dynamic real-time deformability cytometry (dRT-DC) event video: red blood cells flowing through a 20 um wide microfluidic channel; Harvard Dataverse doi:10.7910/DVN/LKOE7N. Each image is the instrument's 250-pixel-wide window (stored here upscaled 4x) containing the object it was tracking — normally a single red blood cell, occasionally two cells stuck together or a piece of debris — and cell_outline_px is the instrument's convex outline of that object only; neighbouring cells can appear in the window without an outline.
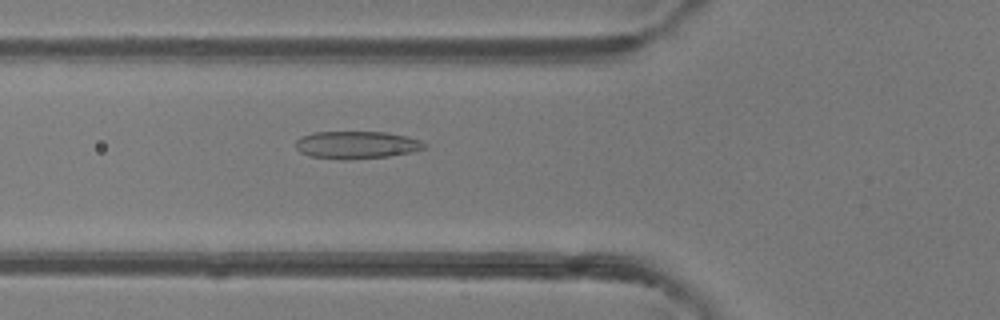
{"species": "common noctule bat (a hibernating species)", "species_latin": "Nyctalus noctula", "temperature_condition": "room temperature", "stored_images_in_passage": 50, "camera_frame_rate_fps": 3000, "um_per_image_px": 0.085, "animal": {"sex": "female"}, "frame": {"image": 1, "passage_image": 18, "time_ms": 5.667, "image_size_px": [1000, 320], "cell_outline_px": [[424, 148], [408, 152], [388, 156], [344, 160], [340, 160], [308, 156], [300, 152], [296, 148], [296, 140], [300, 136], [312, 132], [384, 132], [408, 136], [420, 140], [424, 144]], "centroid_in_image_um": [30.23, 12.31], "position_along_channel_um": 95.6, "area_um2": 20.63}}
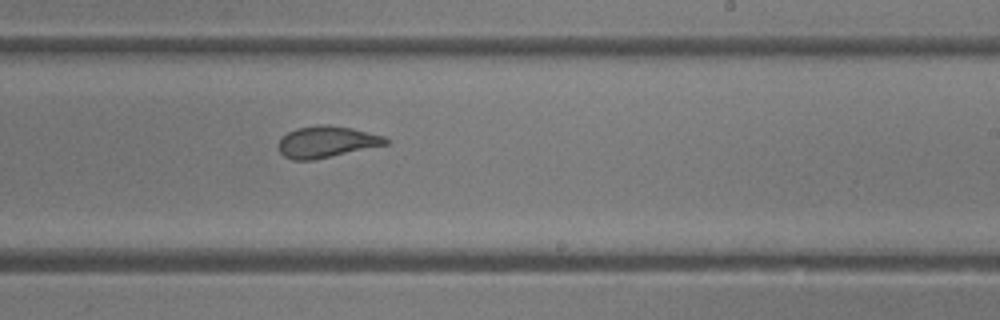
{"frame": {"image": 2, "passage_image": 30, "time_ms": 9.667, "image_size_px": [1000, 320], "cell_outline_px": [[388, 144], [312, 160], [292, 160], [284, 156], [280, 152], [276, 144], [280, 136], [296, 128], [316, 124], [328, 124], [352, 128], [384, 136], [388, 140]], "centroid_in_image_um": [27.69, 12.04], "position_along_channel_um": 261.3, "area_um2": 19.83}}
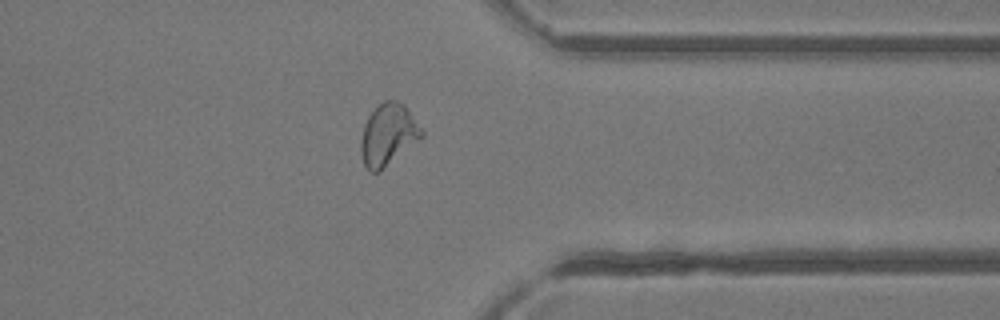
{"frame": {"image": 3, "passage_image": 39, "time_ms": 12.667, "image_size_px": [1000, 320], "cell_outline_px": [[424, 136], [380, 172], [368, 172], [364, 164], [360, 152], [360, 140], [364, 124], [368, 116], [384, 100], [392, 100], [404, 104], [424, 132]], "centroid_in_image_um": [32.97, 11.48], "position_along_channel_um": 378.4, "area_um2": 21.85}, "authors_computed_cell_mechanics": {"area_um2": 21.9351, "velocity_mm_per_s": 4.1434, "shape_relaxation_time_tau1_ms": 11.0639, "shape_relaxation_time_tau2_ms": 1.1956, "deformation_change_tau1": 0.2919, "deformation_change_tau2": 0.0803}}